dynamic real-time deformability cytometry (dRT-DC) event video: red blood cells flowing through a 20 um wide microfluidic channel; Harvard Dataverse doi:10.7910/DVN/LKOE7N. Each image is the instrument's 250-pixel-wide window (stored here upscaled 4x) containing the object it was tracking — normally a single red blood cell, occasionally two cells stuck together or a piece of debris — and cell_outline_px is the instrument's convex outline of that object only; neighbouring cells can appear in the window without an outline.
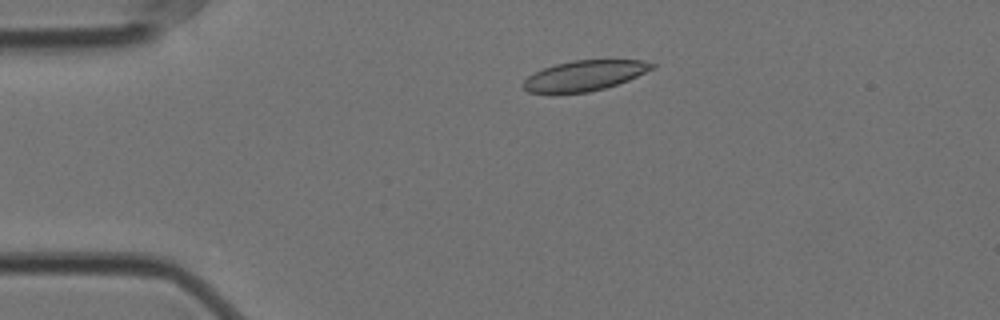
{"species": "Egyptian fruit bat (a non-hibernating species)", "species_latin": "Rousettus aegyptiacus", "temperature_condition": "cold", "stored_images_in_passage": 55, "camera_frame_rate_fps": 3000, "um_per_image_px": 0.085, "animal": {"sex": "female"}, "frame": {"image": 1, "passage_image": 10, "time_ms": 3.0, "image_size_px": [1000, 320], "cell_outline_px": [[656, 68], [628, 80], [604, 88], [588, 92], [556, 96], [528, 92], [520, 88], [520, 84], [528, 76], [544, 68], [556, 64], [572, 60], [644, 60], [656, 64]], "centroid_in_image_um": [49.61, 6.47], "position_along_channel_um": 35.4, "area_um2": 23.47}}
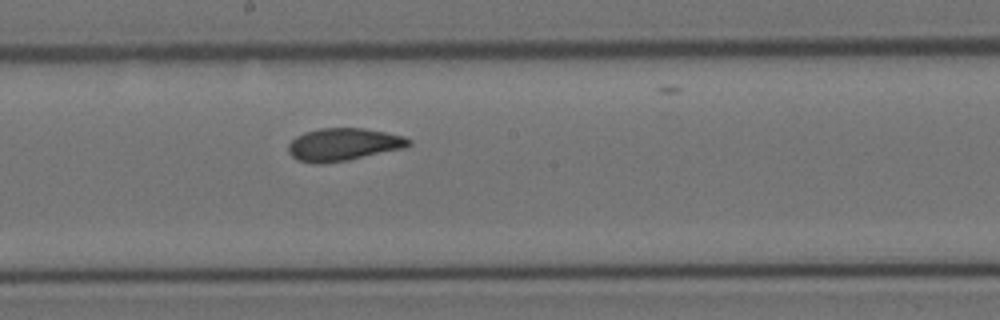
{"frame": {"image": 2, "passage_image": 29, "time_ms": 9.333, "image_size_px": [1000, 320], "cell_outline_px": [[412, 144], [404, 148], [348, 160], [324, 164], [316, 164], [296, 160], [288, 152], [288, 144], [296, 136], [304, 132], [320, 128], [364, 128], [404, 136], [412, 140]], "centroid_in_image_um": [29.17, 12.28], "position_along_channel_um": 219.0, "area_um2": 23.06}}
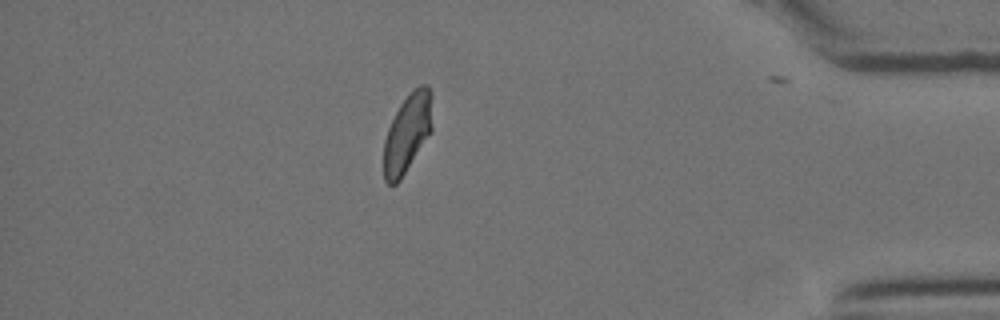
{"frame": {"image": 3, "passage_image": 48, "time_ms": 15.667, "image_size_px": [1000, 320], "cell_outline_px": [[432, 132], [400, 180], [396, 184], [388, 184], [384, 180], [384, 140], [388, 128], [400, 104], [420, 84], [428, 84], [432, 92]], "centroid_in_image_um": [34.65, 11.31], "position_along_channel_um": 400.5, "area_um2": 22.31}, "authors_computed_cell_mechanics": {"area_um2": 22.9466, "velocity_mm_per_s": 3.5003, "shape_relaxation_time_tau1_ms": 10.3031, "shape_relaxation_time_tau2_ms": 1.4891, "deformation_change_tau1": 0.1796, "deformation_change_tau2": 0.0618}}